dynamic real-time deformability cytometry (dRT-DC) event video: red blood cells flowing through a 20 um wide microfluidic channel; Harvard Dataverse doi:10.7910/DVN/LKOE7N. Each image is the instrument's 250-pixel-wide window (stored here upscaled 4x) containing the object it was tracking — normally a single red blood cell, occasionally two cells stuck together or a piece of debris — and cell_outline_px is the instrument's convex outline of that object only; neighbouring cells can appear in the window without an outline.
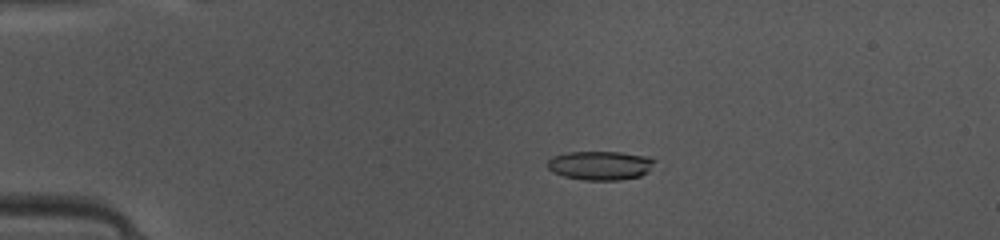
{"species": "common noctule bat (a hibernating species)", "species_latin": "Nyctalus noctula", "temperature_condition": "warm", "stored_images_in_passage": 49, "camera_frame_rate_fps": 3000, "um_per_image_px": 0.085, "animal": {"sex": "female", "body_mass_g": 10.0, "forearm_length_mm": 53.1}, "frame": {"image": 1, "passage_image": 11, "time_ms": 3.333, "image_size_px": [1000, 240], "cell_outline_px": [[656, 160], [648, 172], [640, 176], [620, 180], [584, 180], [564, 176], [548, 168], [548, 160], [552, 156], [568, 152], [620, 152], [648, 156]], "centroid_in_image_um": [51.05, 14.06], "position_along_channel_um": 33.9, "area_um2": 18.03}}
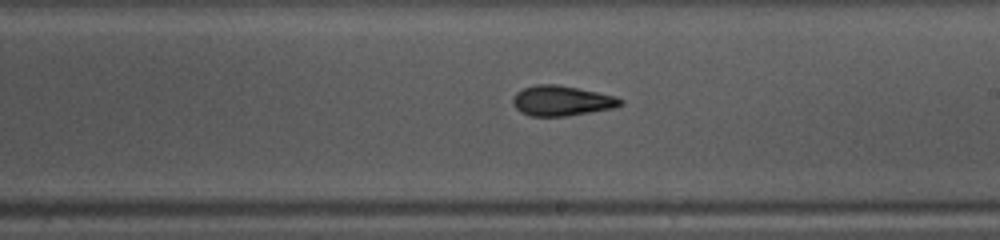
{"frame": {"image": 2, "passage_image": 29, "time_ms": 9.333, "image_size_px": [1000, 240], "cell_outline_px": [[624, 104], [612, 108], [568, 116], [528, 116], [520, 112], [512, 104], [512, 96], [516, 92], [524, 88], [536, 84], [556, 84], [616, 96], [624, 100]], "centroid_in_image_um": [47.71, 8.57], "position_along_channel_um": 241.3, "area_um2": 18.96}}
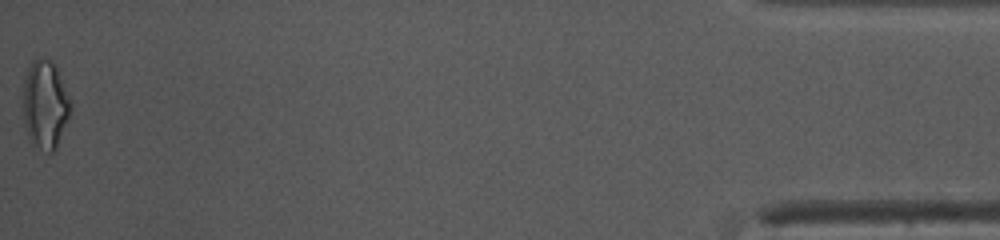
{"frame": {"image": 3, "passage_image": 49, "time_ms": 16.0, "image_size_px": [1000, 240], "cell_outline_px": [[72, 104], [68, 116], [56, 148], [52, 152], [48, 152], [32, 144], [28, 136], [24, 124], [24, 80], [28, 68], [32, 60], [44, 56], [52, 60], [56, 64]], "centroid_in_image_um": [3.84, 8.83], "position_along_channel_um": 431.4, "area_um2": 24.39}, "authors_computed_cell_mechanics": {"area_um2": 18.496, "velocity_mm_per_s": 4.1717, "shape_relaxation_time_tau1_ms": 3.9174, "shape_relaxation_time_tau2_ms": 1.8583, "deformation_change_tau1": 0.1641, "deformation_change_tau2": 0.104}}